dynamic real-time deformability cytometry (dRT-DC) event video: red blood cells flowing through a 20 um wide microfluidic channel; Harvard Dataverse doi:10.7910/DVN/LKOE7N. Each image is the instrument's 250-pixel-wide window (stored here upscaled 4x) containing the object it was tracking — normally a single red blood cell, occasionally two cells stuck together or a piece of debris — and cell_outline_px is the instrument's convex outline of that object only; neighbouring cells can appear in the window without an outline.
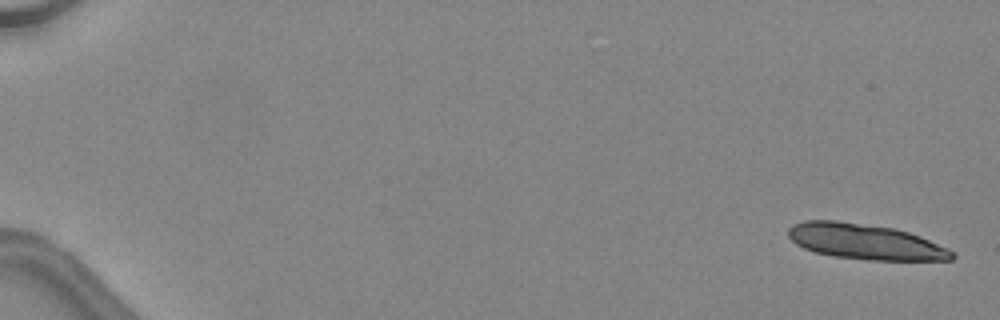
{"species": "common noctule bat (a hibernating species)", "species_latin": "Nyctalus noctula", "temperature_condition": "warm", "stored_images_in_passage": 17, "camera_frame_rate_fps": 3000, "um_per_image_px": 0.085, "animal": {"sex": "female", "body_mass_g": 24.6, "forearm_length_mm": 56.2}, "frame": {"image": 1, "passage_image": 1, "time_ms": 0.0, "image_size_px": [1000, 320], "cell_outline_px": [[956, 256], [952, 260], [868, 260], [832, 256], [816, 252], [804, 248], [796, 244], [788, 236], [788, 228], [792, 224], [804, 220], [836, 220], [896, 228], [920, 236], [948, 248]], "centroid_in_image_um": [73.52, 20.53], "position_along_channel_um": 11.5, "area_um2": 33.99}}